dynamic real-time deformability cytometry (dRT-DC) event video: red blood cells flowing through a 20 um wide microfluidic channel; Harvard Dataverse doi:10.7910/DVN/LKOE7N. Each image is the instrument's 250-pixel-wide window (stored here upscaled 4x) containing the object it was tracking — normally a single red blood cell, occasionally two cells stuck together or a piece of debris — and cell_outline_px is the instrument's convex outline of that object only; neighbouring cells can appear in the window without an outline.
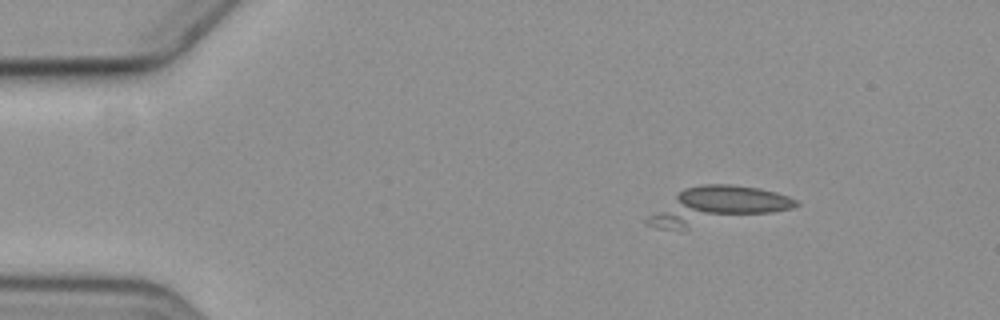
{"species": "common noctule bat (a hibernating species)", "species_latin": "Nyctalus noctula", "temperature_condition": "cold", "stored_images_in_passage": 7, "camera_frame_rate_fps": 3000, "um_per_image_px": 0.085, "animal": {"sex": "female", "body_mass_g": 19.3, "forearm_length_mm": 54.1}, "frame": {"image": 1, "passage_image": 4, "time_ms": 3.667, "image_size_px": [1000, 320], "cell_outline_px": [[800, 204], [792, 208], [772, 212], [688, 228], [656, 228], [644, 224], [644, 220], [648, 216], [684, 188], [704, 184], [728, 184], [760, 188], [776, 192], [788, 196], [796, 200]], "centroid_in_image_um": [60.91, 17.48], "position_along_channel_um": 24.1, "area_um2": 31.39}}